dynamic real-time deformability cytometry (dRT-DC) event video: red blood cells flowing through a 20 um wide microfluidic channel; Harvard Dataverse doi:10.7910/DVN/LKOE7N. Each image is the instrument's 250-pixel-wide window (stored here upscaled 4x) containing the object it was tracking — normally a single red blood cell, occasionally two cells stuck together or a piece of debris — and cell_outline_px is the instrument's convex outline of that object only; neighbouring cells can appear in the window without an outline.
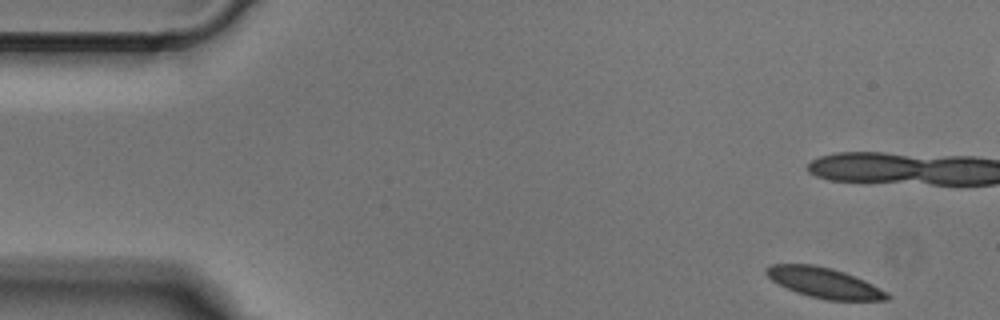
{"species": "Egyptian fruit bat (a non-hibernating species)", "species_latin": "Rousettus aegyptiacus", "temperature_condition": "cold", "stored_images_in_passage": 15, "camera_frame_rate_fps": 3000, "um_per_image_px": 0.085, "animal": {"sex": "male"}, "frame": {"image": 1, "passage_image": 1, "time_ms": 0.0, "image_size_px": [1000, 320], "cell_outline_px": [[892, 296], [888, 300], [828, 300], [808, 296], [796, 292], [772, 280], [764, 272], [764, 268], [772, 264], [812, 264], [832, 268], [844, 272], [864, 280], [888, 292]], "centroid_in_image_um": [70.07, 24.03], "position_along_channel_um": 14.9, "area_um2": 21.27}}